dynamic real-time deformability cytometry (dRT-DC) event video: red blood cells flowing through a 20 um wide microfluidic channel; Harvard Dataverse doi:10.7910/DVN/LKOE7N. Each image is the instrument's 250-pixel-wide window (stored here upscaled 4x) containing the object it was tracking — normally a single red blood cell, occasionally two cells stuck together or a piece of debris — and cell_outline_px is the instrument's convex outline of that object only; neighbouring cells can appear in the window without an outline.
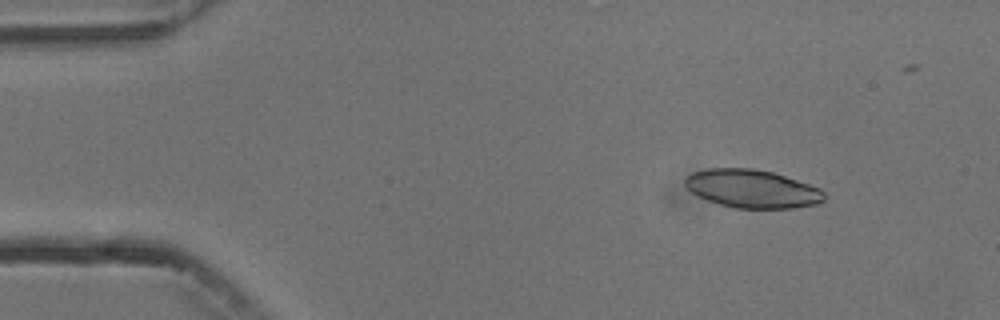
{"species": "common noctule bat (a hibernating species)", "species_latin": "Nyctalus noctula", "temperature_condition": "cold", "stored_images_in_passage": 9, "camera_frame_rate_fps": 3000, "um_per_image_px": 0.085, "animal": {"sex": "male", "body_mass_g": 13.3}, "frame": {"image": 1, "passage_image": 2, "time_ms": 1.0, "image_size_px": [1000, 320], "cell_outline_px": [[824, 200], [816, 204], [792, 208], [736, 208], [720, 204], [708, 200], [692, 192], [684, 184], [684, 176], [692, 172], [708, 168], [752, 168], [772, 172], [820, 188], [824, 192]], "centroid_in_image_um": [63.9, 16.03], "position_along_channel_um": 21.1, "area_um2": 30.81}}
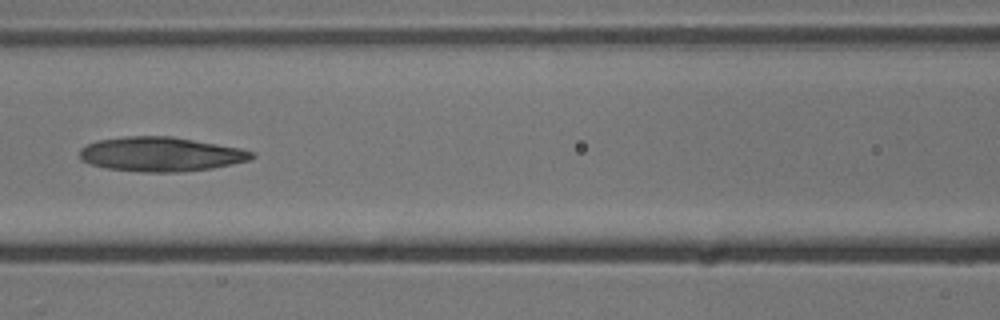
{"frame": {"image": 2, "passage_image": 6, "time_ms": 6.667, "image_size_px": [1000, 320], "cell_outline_px": [[256, 156], [248, 160], [232, 164], [212, 168], [180, 172], [144, 172], [108, 168], [92, 164], [80, 160], [80, 148], [88, 144], [100, 140], [128, 136], [172, 136], [240, 148], [256, 152]], "centroid_in_image_um": [13.7, 13.11], "position_along_channel_um": 152.9, "area_um2": 34.33}}
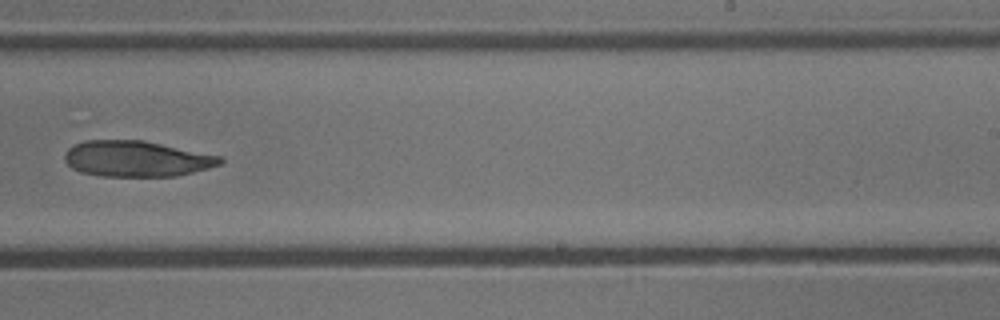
{"frame": {"image": 3, "passage_image": 9, "time_ms": 10.0, "image_size_px": [1000, 320], "cell_outline_px": [[224, 160], [220, 164], [208, 168], [176, 176], [100, 176], [80, 172], [72, 168], [64, 160], [64, 156], [68, 148], [84, 140], [144, 140], [220, 156]], "centroid_in_image_um": [11.58, 13.49], "position_along_channel_um": 277.4, "area_um2": 32.37}}